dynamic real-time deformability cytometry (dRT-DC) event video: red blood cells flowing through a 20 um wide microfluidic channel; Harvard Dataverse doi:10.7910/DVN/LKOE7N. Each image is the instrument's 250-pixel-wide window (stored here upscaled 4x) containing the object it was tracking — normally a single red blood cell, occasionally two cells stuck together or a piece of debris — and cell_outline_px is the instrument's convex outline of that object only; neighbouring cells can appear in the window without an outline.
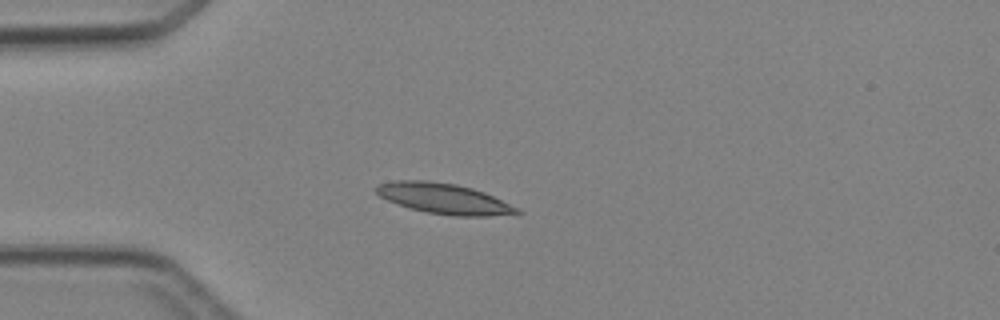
{"species": "Egyptian fruit bat (a non-hibernating species)", "species_latin": "Rousettus aegyptiacus", "temperature_condition": "cold", "stored_images_in_passage": 4, "camera_frame_rate_fps": 3000, "um_per_image_px": 0.085, "animal": {"sex": "female"}, "frame": {"image": 1, "passage_image": 3, "time_ms": 3.333, "image_size_px": [1000, 320], "cell_outline_px": [[524, 212], [488, 216], [452, 216], [428, 212], [412, 208], [388, 200], [380, 196], [376, 192], [376, 188], [380, 184], [396, 180], [428, 180], [456, 184], [472, 188], [484, 192], [520, 208]], "centroid_in_image_um": [37.78, 16.88], "position_along_channel_um": 47.2, "area_um2": 24.74}}